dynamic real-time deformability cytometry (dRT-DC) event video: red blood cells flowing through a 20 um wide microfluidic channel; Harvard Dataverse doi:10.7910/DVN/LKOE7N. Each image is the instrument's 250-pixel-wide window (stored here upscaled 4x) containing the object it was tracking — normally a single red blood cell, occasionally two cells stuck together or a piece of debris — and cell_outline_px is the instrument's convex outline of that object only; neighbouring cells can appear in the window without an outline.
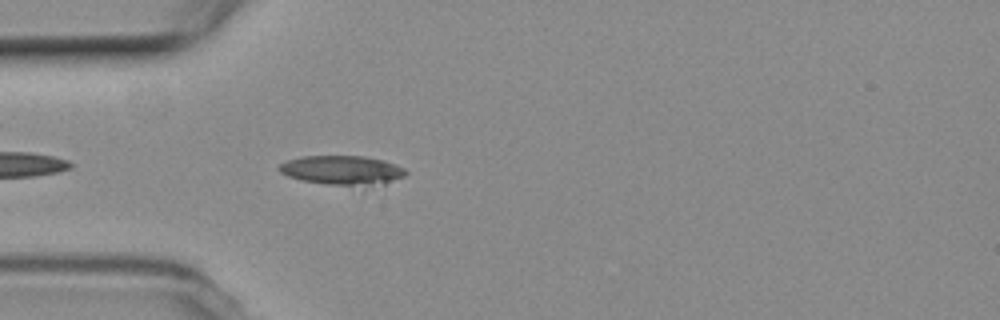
{"species": "common noctule bat (a hibernating species)", "species_latin": "Nyctalus noctula", "temperature_condition": "room temperature", "stored_images_in_passage": 5, "camera_frame_rate_fps": 3000, "um_per_image_px": 0.085, "animal": {"sex": "female", "body_mass_g": 19.3, "forearm_length_mm": 54.1}, "frame": {"image": 1, "passage_image": 5, "time_ms": 5.0, "image_size_px": [1000, 320], "cell_outline_px": [[408, 172], [404, 176], [384, 184], [328, 184], [300, 180], [288, 176], [280, 172], [276, 168], [280, 164], [288, 160], [300, 156], [364, 156], [384, 160], [396, 164], [404, 168]], "centroid_in_image_um": [29.07, 14.44], "position_along_channel_um": 55.9, "area_um2": 21.33}}